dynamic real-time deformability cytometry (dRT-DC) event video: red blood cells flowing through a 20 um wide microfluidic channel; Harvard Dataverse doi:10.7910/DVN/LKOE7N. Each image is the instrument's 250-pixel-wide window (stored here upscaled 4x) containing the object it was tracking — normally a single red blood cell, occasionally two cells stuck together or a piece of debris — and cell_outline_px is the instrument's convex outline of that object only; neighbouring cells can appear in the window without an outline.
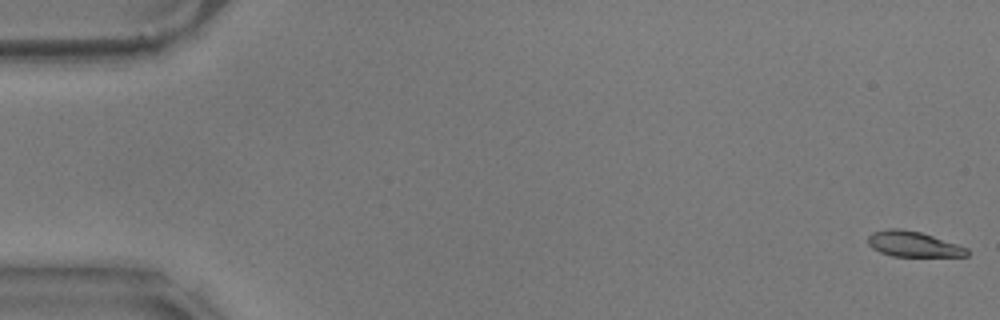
{"species": "common noctule bat (a hibernating species)", "species_latin": "Nyctalus noctula", "temperature_condition": "warm", "stored_images_in_passage": 58, "camera_frame_rate_fps": 3000, "um_per_image_px": 0.085, "animal": {"sex": "male", "body_mass_g": 17.9}, "frame": {"image": 1, "passage_image": 1, "time_ms": 0.0, "image_size_px": [1000, 320], "cell_outline_px": [[968, 256], [892, 256], [880, 252], [872, 248], [868, 244], [868, 236], [872, 232], [888, 228], [900, 228], [920, 232], [968, 248]], "centroid_in_image_um": [77.58, 20.74], "position_along_channel_um": 7.4, "area_um2": 14.57}}
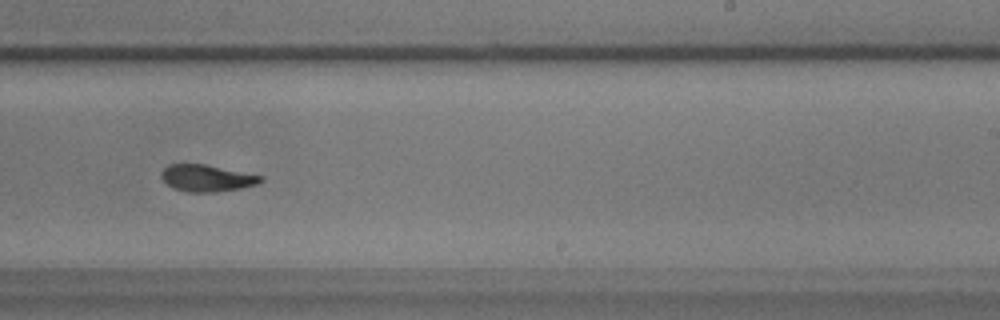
{"frame": {"image": 2, "passage_image": 36, "time_ms": 11.667, "image_size_px": [1000, 320], "cell_outline_px": [[264, 180], [256, 184], [240, 188], [216, 192], [188, 192], [172, 188], [160, 176], [160, 172], [168, 164], [204, 164], [264, 176]], "centroid_in_image_um": [17.56, 15.14], "position_along_channel_um": 271.4, "area_um2": 15.49}}
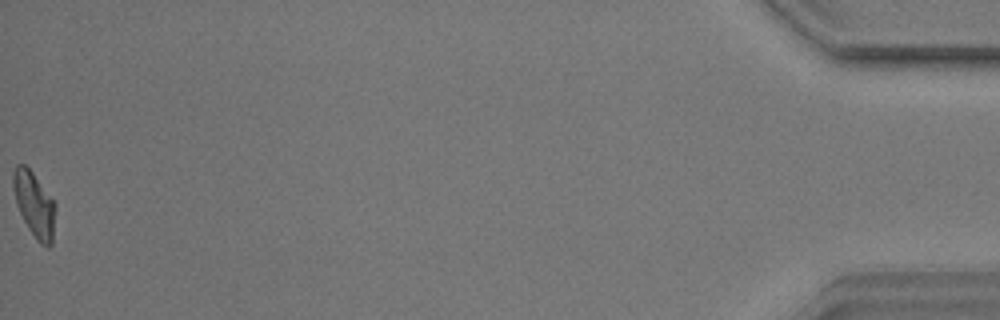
{"frame": {"image": 3, "passage_image": 58, "time_ms": 19.0, "image_size_px": [1000, 320], "cell_outline_px": [[56, 208], [52, 244], [48, 248], [40, 244], [36, 240], [28, 228], [16, 204], [12, 188], [12, 172], [16, 164], [24, 164], [32, 172], [56, 204]], "centroid_in_image_um": [2.9, 17.39], "position_along_channel_um": 432.3, "area_um2": 16.13}, "authors_computed_cell_mechanics": {"area_um2": 15.7794, "velocity_mm_per_s": 3.5278, "shape_relaxation_time_tau1_ms": 3.8918, "shape_relaxation_time_tau2_ms": 2.7306, "deformation_change_tau1": 0.175, "deformation_change_tau2": 0.0989}}